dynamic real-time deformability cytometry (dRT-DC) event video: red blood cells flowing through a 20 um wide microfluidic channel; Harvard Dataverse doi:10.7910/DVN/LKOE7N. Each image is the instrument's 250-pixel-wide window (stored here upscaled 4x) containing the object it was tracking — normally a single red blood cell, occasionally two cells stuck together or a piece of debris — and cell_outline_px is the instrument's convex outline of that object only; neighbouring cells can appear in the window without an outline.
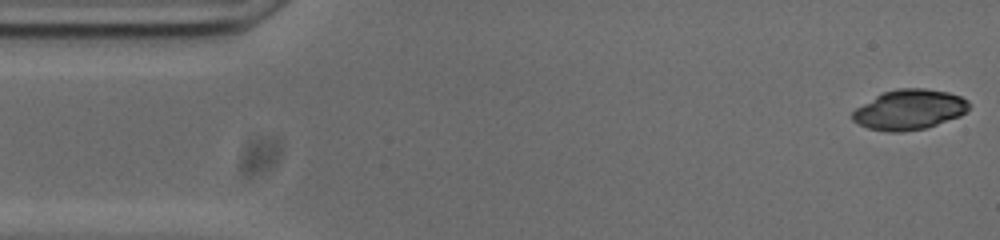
{"species": "common noctule bat (a hibernating species)", "species_latin": "Nyctalus noctula", "temperature_condition": "cold", "stored_images_in_passage": 53, "camera_frame_rate_fps": 3000, "um_per_image_px": 0.085, "animal": {"sex": "male", "body_mass_g": 20.0, "forearm_length_mm": 53.3}, "frame": {"image": 1, "passage_image": 1, "time_ms": 0.0, "image_size_px": [1000, 240], "cell_outline_px": [[968, 112], [960, 116], [924, 128], [904, 132], [888, 132], [868, 128], [852, 120], [852, 112], [856, 108], [876, 96], [884, 92], [896, 88], [924, 88], [948, 92], [960, 96], [968, 100]], "centroid_in_image_um": [77.3, 9.32], "position_along_channel_um": 7.7, "area_um2": 27.11}}
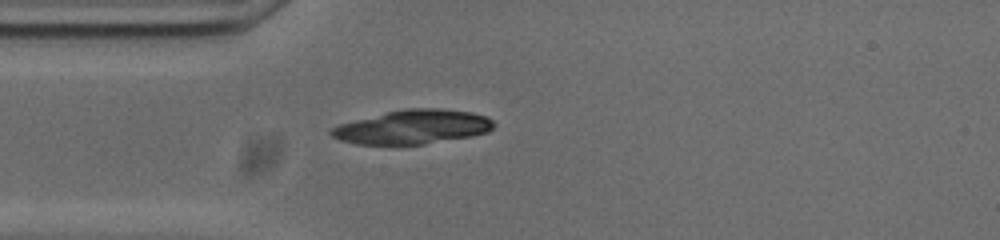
{"frame": {"image": 2, "passage_image": 13, "time_ms": 4.0, "image_size_px": [1000, 240], "cell_outline_px": [[496, 124], [488, 132], [472, 136], [424, 144], [356, 144], [340, 140], [332, 136], [328, 132], [332, 128], [340, 124], [404, 108], [440, 108], [472, 112], [488, 116]], "centroid_in_image_um": [35.14, 10.79], "position_along_channel_um": 49.9, "area_um2": 32.14}}
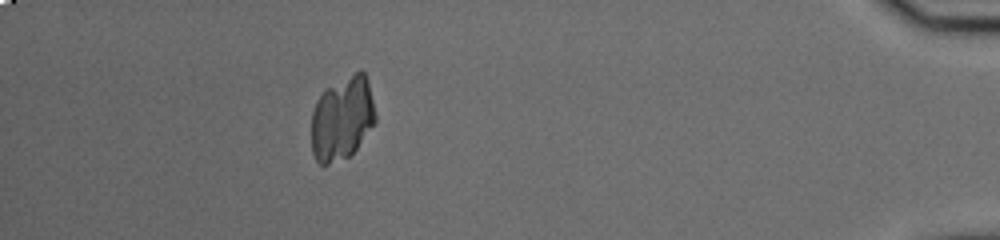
{"frame": {"image": 3, "passage_image": 47, "time_ms": 15.333, "image_size_px": [1000, 240], "cell_outline_px": [[376, 120], [356, 148], [348, 156], [328, 164], [320, 164], [316, 160], [312, 152], [312, 112], [316, 100], [328, 88], [360, 68], [364, 72], [368, 80], [376, 116]], "centroid_in_image_um": [29.08, 10.04], "position_along_channel_um": 406.1, "area_um2": 30.81}}